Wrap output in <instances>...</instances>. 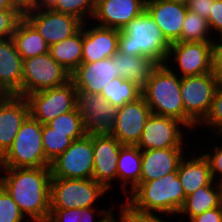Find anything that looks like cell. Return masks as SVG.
<instances>
[{
    "mask_svg": "<svg viewBox=\"0 0 222 222\" xmlns=\"http://www.w3.org/2000/svg\"><path fill=\"white\" fill-rule=\"evenodd\" d=\"M0 185L34 222H47L50 216V167L0 168Z\"/></svg>",
    "mask_w": 222,
    "mask_h": 222,
    "instance_id": "cell-1",
    "label": "cell"
},
{
    "mask_svg": "<svg viewBox=\"0 0 222 222\" xmlns=\"http://www.w3.org/2000/svg\"><path fill=\"white\" fill-rule=\"evenodd\" d=\"M170 45L147 10L131 20L119 32V52L149 58L157 64L167 62Z\"/></svg>",
    "mask_w": 222,
    "mask_h": 222,
    "instance_id": "cell-2",
    "label": "cell"
},
{
    "mask_svg": "<svg viewBox=\"0 0 222 222\" xmlns=\"http://www.w3.org/2000/svg\"><path fill=\"white\" fill-rule=\"evenodd\" d=\"M186 196L177 172L159 179L141 181L127 194L126 202L135 210L145 213L178 214Z\"/></svg>",
    "mask_w": 222,
    "mask_h": 222,
    "instance_id": "cell-3",
    "label": "cell"
},
{
    "mask_svg": "<svg viewBox=\"0 0 222 222\" xmlns=\"http://www.w3.org/2000/svg\"><path fill=\"white\" fill-rule=\"evenodd\" d=\"M171 68L167 64H158L142 90V97L152 114L177 119L185 126V111L180 91L181 77Z\"/></svg>",
    "mask_w": 222,
    "mask_h": 222,
    "instance_id": "cell-4",
    "label": "cell"
},
{
    "mask_svg": "<svg viewBox=\"0 0 222 222\" xmlns=\"http://www.w3.org/2000/svg\"><path fill=\"white\" fill-rule=\"evenodd\" d=\"M50 167L42 143V124L30 115L21 125L11 147L0 158V168Z\"/></svg>",
    "mask_w": 222,
    "mask_h": 222,
    "instance_id": "cell-5",
    "label": "cell"
},
{
    "mask_svg": "<svg viewBox=\"0 0 222 222\" xmlns=\"http://www.w3.org/2000/svg\"><path fill=\"white\" fill-rule=\"evenodd\" d=\"M212 73L181 77V96L185 111V127L195 128L208 115L217 86Z\"/></svg>",
    "mask_w": 222,
    "mask_h": 222,
    "instance_id": "cell-6",
    "label": "cell"
},
{
    "mask_svg": "<svg viewBox=\"0 0 222 222\" xmlns=\"http://www.w3.org/2000/svg\"><path fill=\"white\" fill-rule=\"evenodd\" d=\"M107 190L92 179L51 178L50 209H84L94 203Z\"/></svg>",
    "mask_w": 222,
    "mask_h": 222,
    "instance_id": "cell-7",
    "label": "cell"
},
{
    "mask_svg": "<svg viewBox=\"0 0 222 222\" xmlns=\"http://www.w3.org/2000/svg\"><path fill=\"white\" fill-rule=\"evenodd\" d=\"M77 90L72 80L66 84L25 96L29 115L42 125L77 107Z\"/></svg>",
    "mask_w": 222,
    "mask_h": 222,
    "instance_id": "cell-8",
    "label": "cell"
},
{
    "mask_svg": "<svg viewBox=\"0 0 222 222\" xmlns=\"http://www.w3.org/2000/svg\"><path fill=\"white\" fill-rule=\"evenodd\" d=\"M71 80V74L48 53L23 59L22 96L59 87Z\"/></svg>",
    "mask_w": 222,
    "mask_h": 222,
    "instance_id": "cell-9",
    "label": "cell"
},
{
    "mask_svg": "<svg viewBox=\"0 0 222 222\" xmlns=\"http://www.w3.org/2000/svg\"><path fill=\"white\" fill-rule=\"evenodd\" d=\"M52 178L92 179L94 157L91 134L76 139L50 163Z\"/></svg>",
    "mask_w": 222,
    "mask_h": 222,
    "instance_id": "cell-10",
    "label": "cell"
},
{
    "mask_svg": "<svg viewBox=\"0 0 222 222\" xmlns=\"http://www.w3.org/2000/svg\"><path fill=\"white\" fill-rule=\"evenodd\" d=\"M23 17L49 46L73 36L83 25L77 17L52 9L25 8Z\"/></svg>",
    "mask_w": 222,
    "mask_h": 222,
    "instance_id": "cell-11",
    "label": "cell"
},
{
    "mask_svg": "<svg viewBox=\"0 0 222 222\" xmlns=\"http://www.w3.org/2000/svg\"><path fill=\"white\" fill-rule=\"evenodd\" d=\"M214 43L173 42L165 64L169 65V60L176 63L182 73L180 77L212 73Z\"/></svg>",
    "mask_w": 222,
    "mask_h": 222,
    "instance_id": "cell-12",
    "label": "cell"
},
{
    "mask_svg": "<svg viewBox=\"0 0 222 222\" xmlns=\"http://www.w3.org/2000/svg\"><path fill=\"white\" fill-rule=\"evenodd\" d=\"M77 108L88 134L111 133L119 107L109 103L101 94L78 92Z\"/></svg>",
    "mask_w": 222,
    "mask_h": 222,
    "instance_id": "cell-13",
    "label": "cell"
},
{
    "mask_svg": "<svg viewBox=\"0 0 222 222\" xmlns=\"http://www.w3.org/2000/svg\"><path fill=\"white\" fill-rule=\"evenodd\" d=\"M180 126L185 127L177 119L151 114L136 146L141 150L183 148L184 139Z\"/></svg>",
    "mask_w": 222,
    "mask_h": 222,
    "instance_id": "cell-14",
    "label": "cell"
},
{
    "mask_svg": "<svg viewBox=\"0 0 222 222\" xmlns=\"http://www.w3.org/2000/svg\"><path fill=\"white\" fill-rule=\"evenodd\" d=\"M94 170L92 178L107 191L111 189L112 180L117 178V161L123 146L110 133L91 134Z\"/></svg>",
    "mask_w": 222,
    "mask_h": 222,
    "instance_id": "cell-15",
    "label": "cell"
},
{
    "mask_svg": "<svg viewBox=\"0 0 222 222\" xmlns=\"http://www.w3.org/2000/svg\"><path fill=\"white\" fill-rule=\"evenodd\" d=\"M151 110L143 97L119 107L114 127L111 131L122 145L136 146L144 130V124Z\"/></svg>",
    "mask_w": 222,
    "mask_h": 222,
    "instance_id": "cell-16",
    "label": "cell"
},
{
    "mask_svg": "<svg viewBox=\"0 0 222 222\" xmlns=\"http://www.w3.org/2000/svg\"><path fill=\"white\" fill-rule=\"evenodd\" d=\"M144 10L146 0H100L92 18L96 25L121 30Z\"/></svg>",
    "mask_w": 222,
    "mask_h": 222,
    "instance_id": "cell-17",
    "label": "cell"
},
{
    "mask_svg": "<svg viewBox=\"0 0 222 222\" xmlns=\"http://www.w3.org/2000/svg\"><path fill=\"white\" fill-rule=\"evenodd\" d=\"M119 77L116 60L113 57L92 63H81L71 74L77 92L100 94L109 81Z\"/></svg>",
    "mask_w": 222,
    "mask_h": 222,
    "instance_id": "cell-18",
    "label": "cell"
},
{
    "mask_svg": "<svg viewBox=\"0 0 222 222\" xmlns=\"http://www.w3.org/2000/svg\"><path fill=\"white\" fill-rule=\"evenodd\" d=\"M146 10L170 42L181 38L187 6L169 0H146Z\"/></svg>",
    "mask_w": 222,
    "mask_h": 222,
    "instance_id": "cell-19",
    "label": "cell"
},
{
    "mask_svg": "<svg viewBox=\"0 0 222 222\" xmlns=\"http://www.w3.org/2000/svg\"><path fill=\"white\" fill-rule=\"evenodd\" d=\"M28 116L29 107L25 97L10 95L0 102V158L11 147Z\"/></svg>",
    "mask_w": 222,
    "mask_h": 222,
    "instance_id": "cell-20",
    "label": "cell"
},
{
    "mask_svg": "<svg viewBox=\"0 0 222 222\" xmlns=\"http://www.w3.org/2000/svg\"><path fill=\"white\" fill-rule=\"evenodd\" d=\"M83 23V48L82 62L92 63L105 58L113 57L118 51L119 32L118 29L93 26L86 30Z\"/></svg>",
    "mask_w": 222,
    "mask_h": 222,
    "instance_id": "cell-21",
    "label": "cell"
},
{
    "mask_svg": "<svg viewBox=\"0 0 222 222\" xmlns=\"http://www.w3.org/2000/svg\"><path fill=\"white\" fill-rule=\"evenodd\" d=\"M184 148L142 150L141 181L159 179L177 172Z\"/></svg>",
    "mask_w": 222,
    "mask_h": 222,
    "instance_id": "cell-22",
    "label": "cell"
},
{
    "mask_svg": "<svg viewBox=\"0 0 222 222\" xmlns=\"http://www.w3.org/2000/svg\"><path fill=\"white\" fill-rule=\"evenodd\" d=\"M23 59L12 38L0 40V84L10 95L22 96Z\"/></svg>",
    "mask_w": 222,
    "mask_h": 222,
    "instance_id": "cell-23",
    "label": "cell"
},
{
    "mask_svg": "<svg viewBox=\"0 0 222 222\" xmlns=\"http://www.w3.org/2000/svg\"><path fill=\"white\" fill-rule=\"evenodd\" d=\"M183 157L178 166V177L182 184L185 196L194 193L198 188L209 185L212 181L210 166L204 155L197 158Z\"/></svg>",
    "mask_w": 222,
    "mask_h": 222,
    "instance_id": "cell-24",
    "label": "cell"
},
{
    "mask_svg": "<svg viewBox=\"0 0 222 222\" xmlns=\"http://www.w3.org/2000/svg\"><path fill=\"white\" fill-rule=\"evenodd\" d=\"M113 58L116 60L119 77L133 82L141 90L146 87L150 74L158 65L149 58L125 55L119 51Z\"/></svg>",
    "mask_w": 222,
    "mask_h": 222,
    "instance_id": "cell-25",
    "label": "cell"
},
{
    "mask_svg": "<svg viewBox=\"0 0 222 222\" xmlns=\"http://www.w3.org/2000/svg\"><path fill=\"white\" fill-rule=\"evenodd\" d=\"M221 204L222 183L214 182L213 180L209 185L200 187L187 196L178 214L188 215L190 219L205 211L219 207Z\"/></svg>",
    "mask_w": 222,
    "mask_h": 222,
    "instance_id": "cell-26",
    "label": "cell"
},
{
    "mask_svg": "<svg viewBox=\"0 0 222 222\" xmlns=\"http://www.w3.org/2000/svg\"><path fill=\"white\" fill-rule=\"evenodd\" d=\"M142 150L137 146L123 145L120 148L117 161V178L122 180L123 193L127 192L129 184L131 193L141 182Z\"/></svg>",
    "mask_w": 222,
    "mask_h": 222,
    "instance_id": "cell-27",
    "label": "cell"
},
{
    "mask_svg": "<svg viewBox=\"0 0 222 222\" xmlns=\"http://www.w3.org/2000/svg\"><path fill=\"white\" fill-rule=\"evenodd\" d=\"M12 39L22 59L49 52L47 42L24 17L17 24Z\"/></svg>",
    "mask_w": 222,
    "mask_h": 222,
    "instance_id": "cell-28",
    "label": "cell"
},
{
    "mask_svg": "<svg viewBox=\"0 0 222 222\" xmlns=\"http://www.w3.org/2000/svg\"><path fill=\"white\" fill-rule=\"evenodd\" d=\"M83 25L73 36L49 46V54L72 74L82 62Z\"/></svg>",
    "mask_w": 222,
    "mask_h": 222,
    "instance_id": "cell-29",
    "label": "cell"
},
{
    "mask_svg": "<svg viewBox=\"0 0 222 222\" xmlns=\"http://www.w3.org/2000/svg\"><path fill=\"white\" fill-rule=\"evenodd\" d=\"M100 94L114 106L122 107L142 97V90L133 82L116 77L103 87Z\"/></svg>",
    "mask_w": 222,
    "mask_h": 222,
    "instance_id": "cell-30",
    "label": "cell"
},
{
    "mask_svg": "<svg viewBox=\"0 0 222 222\" xmlns=\"http://www.w3.org/2000/svg\"><path fill=\"white\" fill-rule=\"evenodd\" d=\"M87 133H60L54 131L47 124L42 125V143L46 160L51 163L61 155L74 140Z\"/></svg>",
    "mask_w": 222,
    "mask_h": 222,
    "instance_id": "cell-31",
    "label": "cell"
},
{
    "mask_svg": "<svg viewBox=\"0 0 222 222\" xmlns=\"http://www.w3.org/2000/svg\"><path fill=\"white\" fill-rule=\"evenodd\" d=\"M210 28L206 19L195 12L187 11L185 16L180 42H215L210 37ZM212 38V39H211Z\"/></svg>",
    "mask_w": 222,
    "mask_h": 222,
    "instance_id": "cell-32",
    "label": "cell"
},
{
    "mask_svg": "<svg viewBox=\"0 0 222 222\" xmlns=\"http://www.w3.org/2000/svg\"><path fill=\"white\" fill-rule=\"evenodd\" d=\"M94 211L96 208L84 209H50V216L47 222H94ZM99 214H103V218L96 222H104L113 212L112 208L105 211L97 210Z\"/></svg>",
    "mask_w": 222,
    "mask_h": 222,
    "instance_id": "cell-33",
    "label": "cell"
},
{
    "mask_svg": "<svg viewBox=\"0 0 222 222\" xmlns=\"http://www.w3.org/2000/svg\"><path fill=\"white\" fill-rule=\"evenodd\" d=\"M52 10L77 17L86 23L85 15L93 17L95 4L92 0H58ZM85 18V19H84Z\"/></svg>",
    "mask_w": 222,
    "mask_h": 222,
    "instance_id": "cell-34",
    "label": "cell"
},
{
    "mask_svg": "<svg viewBox=\"0 0 222 222\" xmlns=\"http://www.w3.org/2000/svg\"><path fill=\"white\" fill-rule=\"evenodd\" d=\"M47 125L60 133H87L83 128L82 117L77 107L54 118Z\"/></svg>",
    "mask_w": 222,
    "mask_h": 222,
    "instance_id": "cell-35",
    "label": "cell"
},
{
    "mask_svg": "<svg viewBox=\"0 0 222 222\" xmlns=\"http://www.w3.org/2000/svg\"><path fill=\"white\" fill-rule=\"evenodd\" d=\"M25 215L9 193L0 185V222H24Z\"/></svg>",
    "mask_w": 222,
    "mask_h": 222,
    "instance_id": "cell-36",
    "label": "cell"
},
{
    "mask_svg": "<svg viewBox=\"0 0 222 222\" xmlns=\"http://www.w3.org/2000/svg\"><path fill=\"white\" fill-rule=\"evenodd\" d=\"M201 124L222 134V84L217 86L210 111Z\"/></svg>",
    "mask_w": 222,
    "mask_h": 222,
    "instance_id": "cell-37",
    "label": "cell"
},
{
    "mask_svg": "<svg viewBox=\"0 0 222 222\" xmlns=\"http://www.w3.org/2000/svg\"><path fill=\"white\" fill-rule=\"evenodd\" d=\"M24 10H0V40L12 38Z\"/></svg>",
    "mask_w": 222,
    "mask_h": 222,
    "instance_id": "cell-38",
    "label": "cell"
},
{
    "mask_svg": "<svg viewBox=\"0 0 222 222\" xmlns=\"http://www.w3.org/2000/svg\"><path fill=\"white\" fill-rule=\"evenodd\" d=\"M122 205L119 214L123 222H165L161 220L158 215H154V213H145L135 210L127 202Z\"/></svg>",
    "mask_w": 222,
    "mask_h": 222,
    "instance_id": "cell-39",
    "label": "cell"
},
{
    "mask_svg": "<svg viewBox=\"0 0 222 222\" xmlns=\"http://www.w3.org/2000/svg\"><path fill=\"white\" fill-rule=\"evenodd\" d=\"M214 152H208V153H204V157L207 159L209 166H210V171H211V175L213 180L215 181L216 176L219 174L220 175V179H218L217 181L219 183H222V146L217 145V147L215 146Z\"/></svg>",
    "mask_w": 222,
    "mask_h": 222,
    "instance_id": "cell-40",
    "label": "cell"
},
{
    "mask_svg": "<svg viewBox=\"0 0 222 222\" xmlns=\"http://www.w3.org/2000/svg\"><path fill=\"white\" fill-rule=\"evenodd\" d=\"M210 31H218L222 36V0H215L207 20ZM213 29V30H212Z\"/></svg>",
    "mask_w": 222,
    "mask_h": 222,
    "instance_id": "cell-41",
    "label": "cell"
},
{
    "mask_svg": "<svg viewBox=\"0 0 222 222\" xmlns=\"http://www.w3.org/2000/svg\"><path fill=\"white\" fill-rule=\"evenodd\" d=\"M214 1L215 0H188L186 4L187 10L195 12L208 20Z\"/></svg>",
    "mask_w": 222,
    "mask_h": 222,
    "instance_id": "cell-42",
    "label": "cell"
},
{
    "mask_svg": "<svg viewBox=\"0 0 222 222\" xmlns=\"http://www.w3.org/2000/svg\"><path fill=\"white\" fill-rule=\"evenodd\" d=\"M212 72L219 84H222V43H214Z\"/></svg>",
    "mask_w": 222,
    "mask_h": 222,
    "instance_id": "cell-43",
    "label": "cell"
},
{
    "mask_svg": "<svg viewBox=\"0 0 222 222\" xmlns=\"http://www.w3.org/2000/svg\"><path fill=\"white\" fill-rule=\"evenodd\" d=\"M189 222H222V204L219 207L190 218Z\"/></svg>",
    "mask_w": 222,
    "mask_h": 222,
    "instance_id": "cell-44",
    "label": "cell"
},
{
    "mask_svg": "<svg viewBox=\"0 0 222 222\" xmlns=\"http://www.w3.org/2000/svg\"><path fill=\"white\" fill-rule=\"evenodd\" d=\"M58 0H33L30 7L27 8H39V9H52Z\"/></svg>",
    "mask_w": 222,
    "mask_h": 222,
    "instance_id": "cell-45",
    "label": "cell"
},
{
    "mask_svg": "<svg viewBox=\"0 0 222 222\" xmlns=\"http://www.w3.org/2000/svg\"><path fill=\"white\" fill-rule=\"evenodd\" d=\"M0 10H24L14 0H0Z\"/></svg>",
    "mask_w": 222,
    "mask_h": 222,
    "instance_id": "cell-46",
    "label": "cell"
},
{
    "mask_svg": "<svg viewBox=\"0 0 222 222\" xmlns=\"http://www.w3.org/2000/svg\"><path fill=\"white\" fill-rule=\"evenodd\" d=\"M18 5H20L23 9L30 7L33 0H14Z\"/></svg>",
    "mask_w": 222,
    "mask_h": 222,
    "instance_id": "cell-47",
    "label": "cell"
},
{
    "mask_svg": "<svg viewBox=\"0 0 222 222\" xmlns=\"http://www.w3.org/2000/svg\"><path fill=\"white\" fill-rule=\"evenodd\" d=\"M10 94L0 84V102L8 98Z\"/></svg>",
    "mask_w": 222,
    "mask_h": 222,
    "instance_id": "cell-48",
    "label": "cell"
},
{
    "mask_svg": "<svg viewBox=\"0 0 222 222\" xmlns=\"http://www.w3.org/2000/svg\"><path fill=\"white\" fill-rule=\"evenodd\" d=\"M119 220L118 221L115 220V217L113 216V213H112L104 222H123L121 218Z\"/></svg>",
    "mask_w": 222,
    "mask_h": 222,
    "instance_id": "cell-49",
    "label": "cell"
},
{
    "mask_svg": "<svg viewBox=\"0 0 222 222\" xmlns=\"http://www.w3.org/2000/svg\"><path fill=\"white\" fill-rule=\"evenodd\" d=\"M169 1L177 2V3H182V4L186 5L188 0H169Z\"/></svg>",
    "mask_w": 222,
    "mask_h": 222,
    "instance_id": "cell-50",
    "label": "cell"
},
{
    "mask_svg": "<svg viewBox=\"0 0 222 222\" xmlns=\"http://www.w3.org/2000/svg\"><path fill=\"white\" fill-rule=\"evenodd\" d=\"M94 4L98 3L100 0H92Z\"/></svg>",
    "mask_w": 222,
    "mask_h": 222,
    "instance_id": "cell-51",
    "label": "cell"
}]
</instances>
